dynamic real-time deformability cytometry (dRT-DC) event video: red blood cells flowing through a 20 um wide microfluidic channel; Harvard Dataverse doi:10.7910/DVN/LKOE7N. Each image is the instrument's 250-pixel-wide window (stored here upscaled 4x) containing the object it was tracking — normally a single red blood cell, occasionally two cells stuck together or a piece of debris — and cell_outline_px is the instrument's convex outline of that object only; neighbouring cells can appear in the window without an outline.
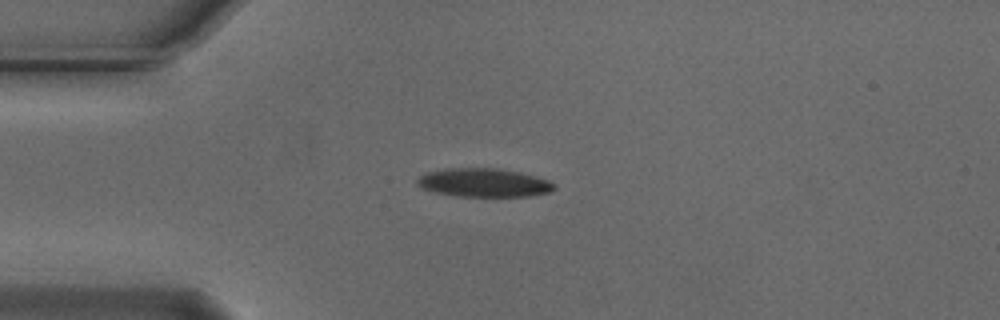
{"species": "Egyptian fruit bat (a non-hibernating species)", "species_latin": "Rousettus aegyptiacus", "temperature_condition": "cold", "stored_images_in_passage": 42, "camera_frame_rate_fps": 3000, "um_per_image_px": 0.085, "animal": {"sex": "male"}, "frame": {"image": 1, "passage_image": 1, "time_ms": 0.0, "image_size_px": [1000, 320], "cell_outline_px": [[556, 188], [548, 192], [528, 196], [456, 196], [436, 192], [420, 188], [416, 184], [416, 180], [424, 172], [444, 168], [500, 168], [520, 172], [536, 176], [548, 180], [556, 184]], "centroid_in_image_um": [41.09, 15.51], "position_along_channel_um": 43.9, "area_um2": 23.0}}
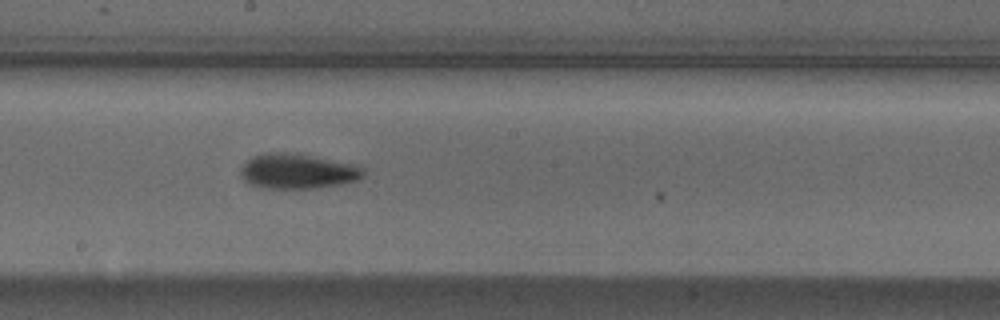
{"frame": {"image": 2, "passage_image": 17, "time_ms": 5.333, "image_size_px": [1000, 320], "cell_outline_px": [[364, 176], [356, 180], [340, 184], [316, 188], [260, 188], [244, 180], [240, 172], [240, 168], [252, 156], [264, 152], [296, 152], [360, 164], [364, 168]], "centroid_in_image_um": [25.34, 14.52], "position_along_channel_um": 222.9, "area_um2": 25.61}}
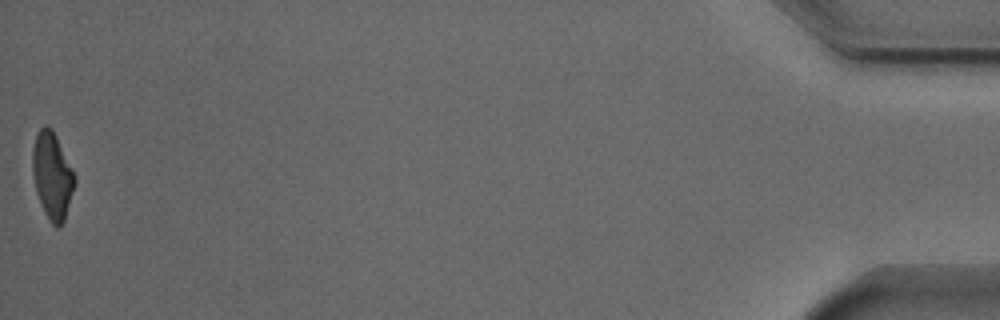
{"frame": {"image": 3, "passage_image": 42, "time_ms": 13.667, "image_size_px": [1000, 320], "cell_outline_px": [[76, 184], [64, 220], [60, 228], [56, 228], [52, 224], [44, 212], [36, 192], [32, 172], [32, 152], [36, 132], [44, 124], [52, 128], [72, 168], [76, 180]], "centroid_in_image_um": [4.43, 14.93], "position_along_channel_um": 430.8, "area_um2": 21.44}, "authors_computed_cell_mechanics": {"area_um2": 23.2934, "velocity_mm_per_s": 3.7305, "shape_relaxation_time_tau1_ms": 4.2646, "shape_relaxation_time_tau2_ms": null, "deformation_change_tau1": 0.1672, "deformation_change_tau2": null}}